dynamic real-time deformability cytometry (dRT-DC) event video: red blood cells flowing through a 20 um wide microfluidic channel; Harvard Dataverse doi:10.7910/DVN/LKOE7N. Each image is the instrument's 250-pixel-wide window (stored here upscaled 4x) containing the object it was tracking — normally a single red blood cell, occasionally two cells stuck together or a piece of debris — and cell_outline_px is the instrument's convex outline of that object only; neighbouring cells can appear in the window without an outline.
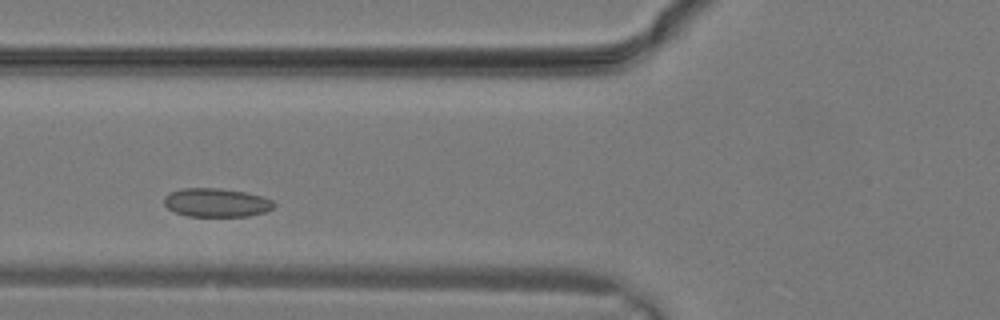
{"species": "common noctule bat (a hibernating species)", "species_latin": "Nyctalus noctula", "temperature_condition": "warm", "stored_images_in_passage": 13, "camera_frame_rate_fps": 3000, "um_per_image_px": 0.085, "animal": {"sex": "male", "body_mass_g": 19.2, "forearm_length_mm": 51.8}, "frame": {"image": 1, "passage_image": 4, "time_ms": 1.0, "image_size_px": [1000, 320], "cell_outline_px": [[276, 204], [272, 208], [264, 212], [248, 216], [188, 216], [176, 212], [168, 208], [164, 204], [164, 196], [172, 192], [184, 188], [220, 188], [244, 192], [260, 196], [272, 200]], "centroid_in_image_um": [18.39, 17.22], "position_along_channel_um": 107.4, "area_um2": 18.15}}
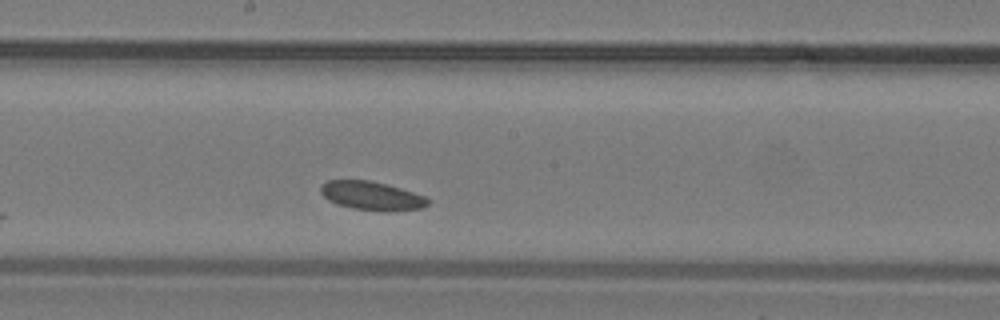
{"frame": {"image": 2, "passage_image": 9, "time_ms": 2.667, "image_size_px": [1000, 320], "cell_outline_px": [[432, 200], [428, 204], [420, 208], [352, 208], [336, 204], [328, 200], [320, 192], [320, 184], [328, 180], [372, 180], [400, 188], [424, 196]], "centroid_in_image_um": [31.5, 16.57], "position_along_channel_um": 216.7, "area_um2": 17.05}}
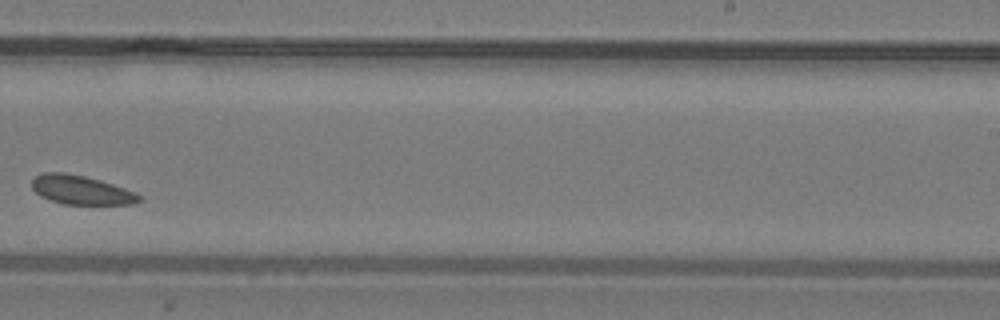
{"frame": {"image": 3, "passage_image": 12, "time_ms": 3.667, "image_size_px": [1000, 320], "cell_outline_px": [[140, 200], [132, 204], [64, 204], [48, 200], [40, 196], [32, 188], [32, 180], [36, 176], [44, 172], [64, 172], [84, 176], [100, 180], [136, 192], [140, 196]], "centroid_in_image_um": [6.86, 16.15], "position_along_channel_um": 282.1, "area_um2": 18.03}}